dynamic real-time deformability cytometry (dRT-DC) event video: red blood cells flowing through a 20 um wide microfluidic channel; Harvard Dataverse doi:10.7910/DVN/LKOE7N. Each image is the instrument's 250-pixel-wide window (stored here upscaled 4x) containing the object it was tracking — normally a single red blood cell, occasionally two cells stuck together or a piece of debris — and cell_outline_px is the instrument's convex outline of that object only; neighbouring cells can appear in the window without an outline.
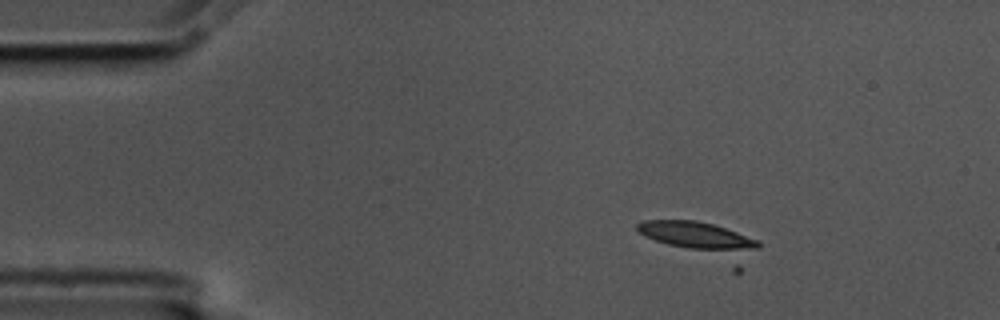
{"species": "common noctule bat (a hibernating species)", "species_latin": "Nyctalus noctula", "temperature_condition": "cold", "stored_images_in_passage": 8, "camera_frame_rate_fps": 3000, "um_per_image_px": 0.085, "animal": {"sex": "male", "body_mass_g": 17.5, "forearm_length_mm": 52.3}, "frame": {"image": 1, "passage_image": 1, "time_ms": 0.0, "image_size_px": [1000, 320], "cell_outline_px": [[760, 248], [740, 272], [732, 272], [644, 236], [636, 232], [636, 224], [644, 220], [696, 220], [712, 224], [760, 240]], "centroid_in_image_um": [59.77, 20.53], "position_along_channel_um": 25.2, "area_um2": 26.7}}